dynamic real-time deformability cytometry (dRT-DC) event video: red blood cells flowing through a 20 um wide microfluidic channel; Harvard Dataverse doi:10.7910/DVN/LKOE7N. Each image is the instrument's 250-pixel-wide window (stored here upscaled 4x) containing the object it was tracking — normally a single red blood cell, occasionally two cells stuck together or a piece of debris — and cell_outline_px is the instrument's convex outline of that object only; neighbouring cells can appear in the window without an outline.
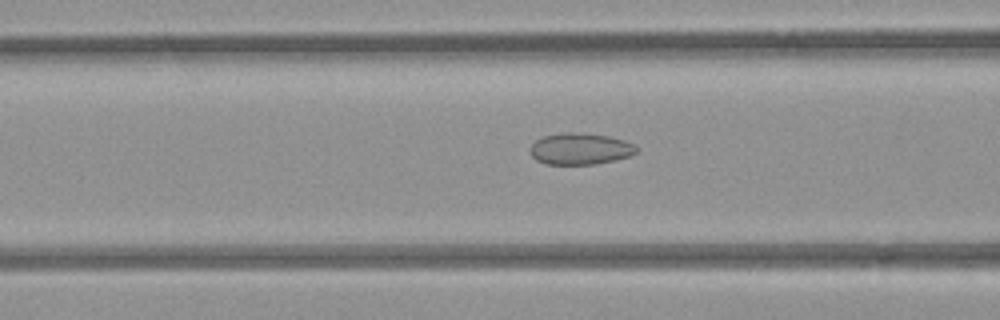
{"species": "common noctule bat (a hibernating species)", "species_latin": "Nyctalus noctula", "temperature_condition": "room temperature", "stored_images_in_passage": 38, "camera_frame_rate_fps": 3000, "um_per_image_px": 0.085, "animal": {"sex": "female", "body_mass_g": 21.9}, "frame": {"image": 1, "passage_image": 17, "time_ms": 5.333, "image_size_px": [1000, 320], "cell_outline_px": [[640, 148], [636, 152], [628, 156], [616, 160], [596, 164], [544, 164], [536, 160], [532, 156], [532, 144], [536, 140], [544, 136], [564, 132], [572, 132], [608, 136], [624, 140]], "centroid_in_image_um": [49.33, 12.66], "position_along_channel_um": 117.3, "area_um2": 19.36}}
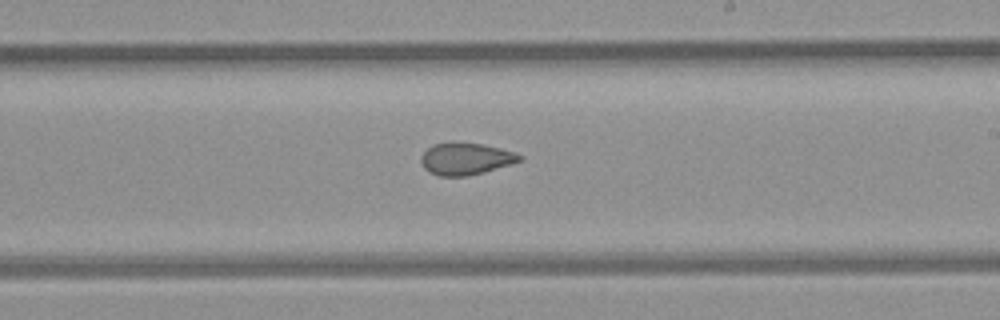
{"frame": {"image": 2, "passage_image": 27, "time_ms": 8.667, "image_size_px": [1000, 320], "cell_outline_px": [[524, 160], [512, 164], [484, 172], [468, 176], [440, 176], [428, 172], [424, 168], [420, 160], [420, 156], [432, 144], [452, 140], [480, 144], [500, 148], [516, 152], [524, 156]], "centroid_in_image_um": [39.59, 13.48], "position_along_channel_um": 249.4, "area_um2": 18.9}}
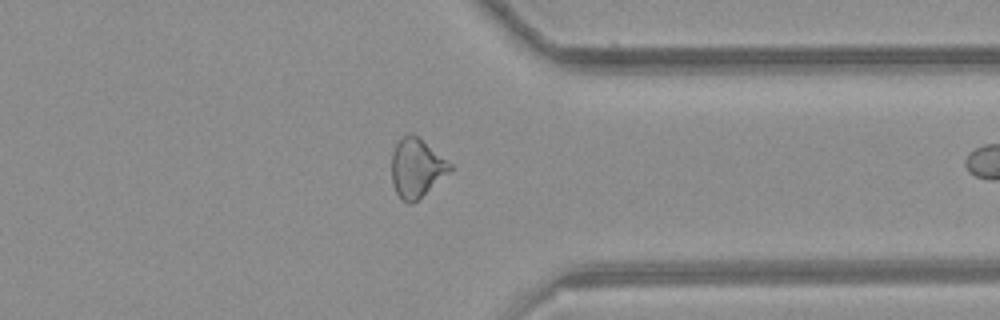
{"frame": {"image": 3, "passage_image": 37, "time_ms": 12.0, "image_size_px": [1000, 320], "cell_outline_px": [[452, 168], [448, 172], [412, 204], [408, 204], [396, 192], [392, 184], [392, 152], [396, 144], [404, 136], [412, 132], [452, 164]], "centroid_in_image_um": [35.37, 14.26], "position_along_channel_um": 376.0, "area_um2": 19.42}}